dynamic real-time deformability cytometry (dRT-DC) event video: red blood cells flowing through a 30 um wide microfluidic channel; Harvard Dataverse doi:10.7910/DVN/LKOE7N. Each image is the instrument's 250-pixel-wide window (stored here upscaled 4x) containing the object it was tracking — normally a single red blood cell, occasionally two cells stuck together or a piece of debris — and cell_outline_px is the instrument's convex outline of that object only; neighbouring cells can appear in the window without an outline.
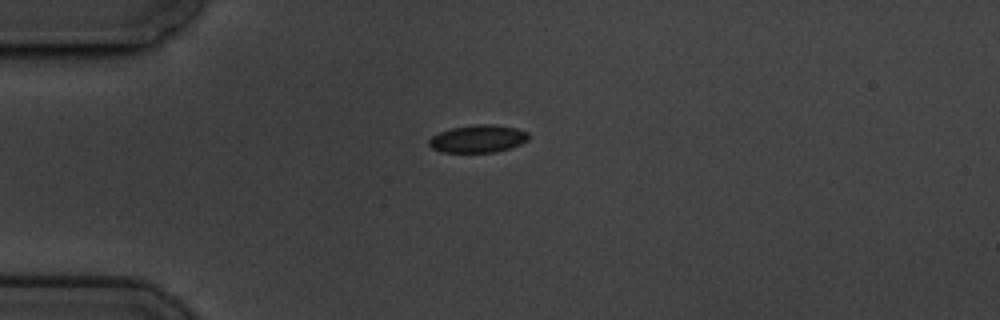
{"species": "common noctule bat (a hibernating species)", "species_latin": "Nyctalus noctula", "temperature_condition": "cold", "stored_images_in_passage": 46, "camera_frame_rate_fps": 3000, "um_per_image_px": 0.085, "animal": {"sex": "male", "body_mass_g": 19.5, "forearm_length_mm": 54.6}, "frame": {"image": 1, "passage_image": 1, "time_ms": 0.0, "image_size_px": [1000, 320], "cell_outline_px": [[528, 140], [520, 144], [496, 152], [440, 152], [432, 148], [428, 144], [428, 140], [432, 136], [440, 132], [452, 128], [476, 124], [492, 124], [516, 128], [528, 132]], "centroid_in_image_um": [40.61, 11.79], "position_along_channel_um": 44.4, "area_um2": 15.95}}
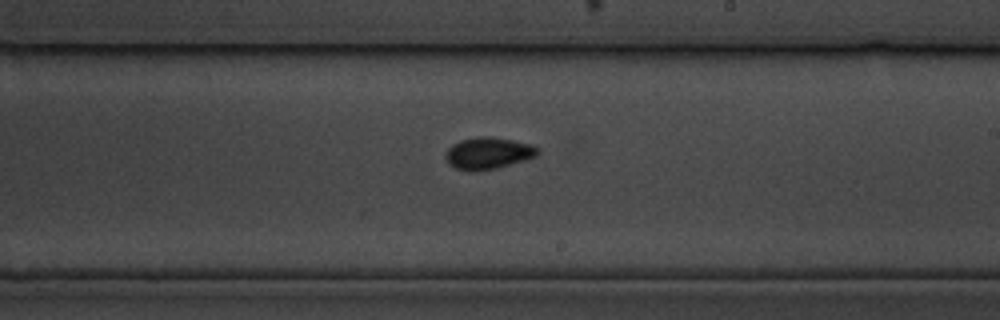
{"frame": {"image": 2, "passage_image": 21, "time_ms": 6.667, "image_size_px": [1000, 320], "cell_outline_px": [[540, 152], [536, 156], [524, 160], [496, 168], [472, 172], [468, 172], [456, 168], [448, 164], [444, 156], [448, 148], [452, 144], [460, 140], [476, 136], [492, 136], [532, 144], [540, 148]], "centroid_in_image_um": [41.47, 13.01], "position_along_channel_um": 247.5, "area_um2": 17.34}}
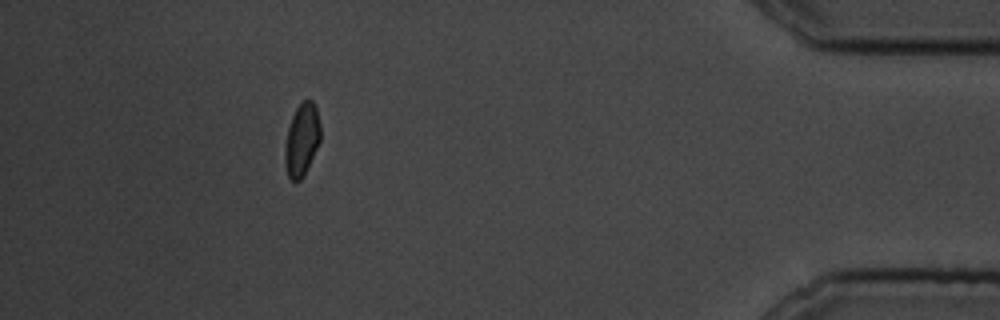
{"frame": {"image": 3, "passage_image": 40, "time_ms": 13.0, "image_size_px": [1000, 320], "cell_outline_px": [[320, 140], [304, 176], [300, 180], [292, 180], [288, 176], [284, 160], [284, 148], [288, 128], [292, 116], [296, 108], [304, 100], [312, 100], [316, 108], [320, 124]], "centroid_in_image_um": [25.64, 11.88], "position_along_channel_um": 409.6, "area_um2": 14.91}, "authors_computed_cell_mechanics": {"area_um2": 15.9239, "velocity_mm_per_s": 3.371, "shape_relaxation_time_tau1_ms": 2.8605, "shape_relaxation_time_tau2_ms": 1.5468, "deformation_change_tau1": 0.1011, "deformation_change_tau2": 0.0534}}